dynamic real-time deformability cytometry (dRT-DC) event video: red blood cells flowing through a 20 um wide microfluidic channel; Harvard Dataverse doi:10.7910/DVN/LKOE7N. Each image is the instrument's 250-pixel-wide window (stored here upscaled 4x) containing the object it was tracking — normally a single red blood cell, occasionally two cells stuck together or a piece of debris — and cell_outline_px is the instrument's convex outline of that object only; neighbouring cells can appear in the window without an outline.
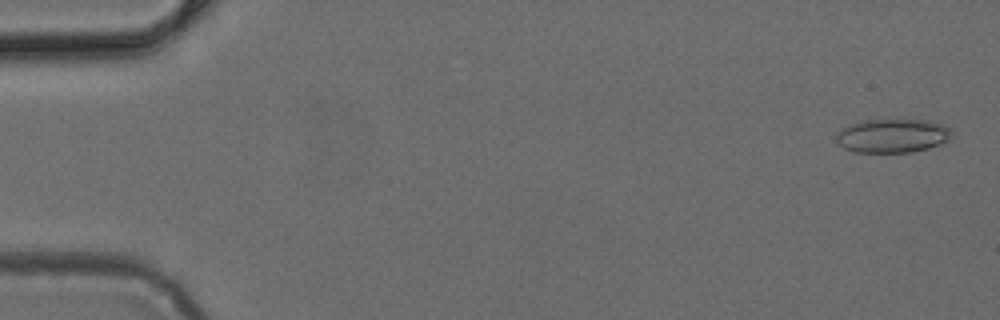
{"species": "common noctule bat (a hibernating species)", "species_latin": "Nyctalus noctula", "temperature_condition": "cold", "stored_images_in_passage": 49, "camera_frame_rate_fps": 3000, "um_per_image_px": 0.085, "animal": {"sex": "female", "body_mass_g": 24.6, "forearm_length_mm": 56.2}, "frame": {"image": 1, "passage_image": 2, "time_ms": 0.333, "image_size_px": [1000, 320], "cell_outline_px": [[952, 136], [948, 140], [940, 144], [928, 148], [912, 152], [856, 152], [844, 148], [836, 144], [836, 132], [840, 128], [848, 124], [860, 120], [932, 120], [944, 124], [952, 132]], "centroid_in_image_um": [75.82, 11.53], "position_along_channel_um": 9.2, "area_um2": 23.12}}
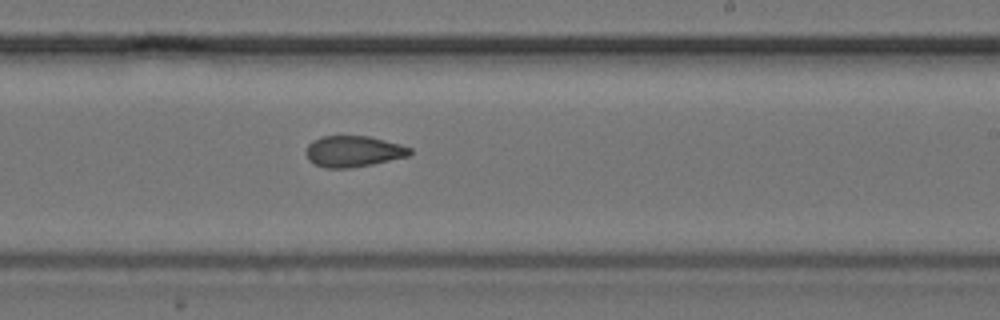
{"frame": {"image": 2, "passage_image": 30, "time_ms": 9.667, "image_size_px": [1000, 320], "cell_outline_px": [[412, 152], [408, 156], [372, 164], [348, 168], [324, 168], [312, 164], [308, 160], [304, 152], [308, 144], [312, 140], [320, 136], [368, 136], [400, 144], [412, 148]], "centroid_in_image_um": [29.98, 12.87], "position_along_channel_um": 259.0, "area_um2": 19.02}}
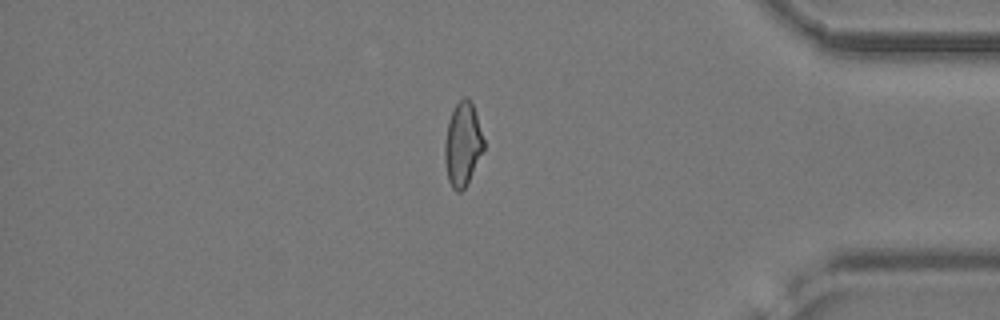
{"frame": {"image": 3, "passage_image": 42, "time_ms": 13.667, "image_size_px": [1000, 320], "cell_outline_px": [[484, 148], [464, 188], [460, 192], [456, 192], [452, 188], [448, 180], [444, 160], [444, 144], [448, 120], [456, 104], [464, 96], [468, 96], [472, 104], [484, 140]], "centroid_in_image_um": [39.29, 12.25], "position_along_channel_um": 395.9, "area_um2": 18.73}}